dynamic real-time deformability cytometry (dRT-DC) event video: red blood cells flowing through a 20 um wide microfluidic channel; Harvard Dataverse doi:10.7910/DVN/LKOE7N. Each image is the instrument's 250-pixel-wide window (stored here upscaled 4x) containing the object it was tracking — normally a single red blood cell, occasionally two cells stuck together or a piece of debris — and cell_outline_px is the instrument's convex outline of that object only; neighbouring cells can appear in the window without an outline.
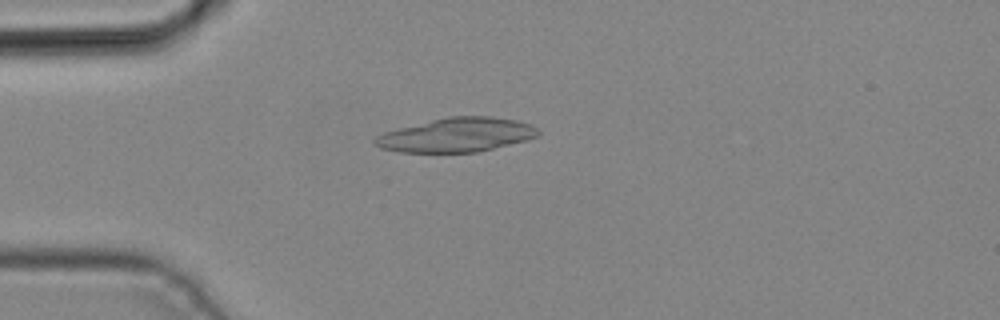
{"species": "common noctule bat (a hibernating species)", "species_latin": "Nyctalus noctula", "temperature_condition": "cold", "stored_images_in_passage": 4, "camera_frame_rate_fps": 3000, "um_per_image_px": 0.085, "animal": {"sex": "male", "body_mass_g": 19.2, "forearm_length_mm": 51.8}, "frame": {"image": 1, "passage_image": 3, "time_ms": 0.667, "image_size_px": [1000, 320], "cell_outline_px": [[540, 132], [536, 136], [528, 140], [476, 152], [400, 152], [380, 148], [372, 144], [372, 140], [376, 136], [384, 132], [448, 116], [492, 116], [516, 120], [532, 124]], "centroid_in_image_um": [38.81, 11.47], "position_along_channel_um": 46.2, "area_um2": 32.37}}